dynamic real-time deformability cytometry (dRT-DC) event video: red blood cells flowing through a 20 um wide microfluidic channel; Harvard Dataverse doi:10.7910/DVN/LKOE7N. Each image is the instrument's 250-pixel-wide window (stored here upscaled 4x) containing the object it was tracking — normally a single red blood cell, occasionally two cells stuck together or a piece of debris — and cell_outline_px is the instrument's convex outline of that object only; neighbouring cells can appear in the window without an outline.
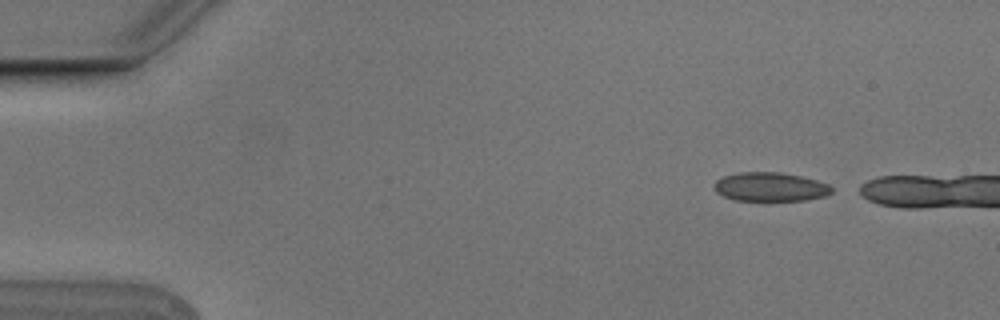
{"species": "Egyptian fruit bat (a non-hibernating species)", "species_latin": "Rousettus aegyptiacus", "temperature_condition": "cold", "stored_images_in_passage": 3, "camera_frame_rate_fps": 3000, "um_per_image_px": 0.085, "animal": {"sex": "male"}, "frame": {"image": 1, "passage_image": 1, "time_ms": 0.0, "image_size_px": [1000, 320], "cell_outline_px": [[832, 192], [824, 196], [804, 200], [736, 200], [724, 196], [716, 192], [712, 184], [716, 180], [724, 176], [740, 172], [780, 172], [800, 176], [816, 180], [828, 184], [832, 188]], "centroid_in_image_um": [65.44, 15.87], "position_along_channel_um": 19.6, "area_um2": 19.65}}